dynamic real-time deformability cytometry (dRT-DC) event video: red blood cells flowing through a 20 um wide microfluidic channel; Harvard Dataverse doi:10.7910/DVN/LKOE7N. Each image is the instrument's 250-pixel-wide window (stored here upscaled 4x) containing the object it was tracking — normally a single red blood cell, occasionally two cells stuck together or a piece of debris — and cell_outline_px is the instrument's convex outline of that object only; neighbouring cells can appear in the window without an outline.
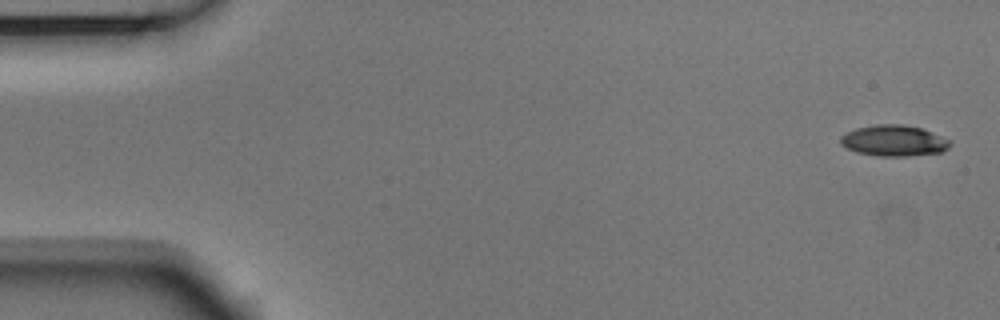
{"species": "Egyptian fruit bat (a non-hibernating species)", "species_latin": "Rousettus aegyptiacus", "temperature_condition": "room temperature", "stored_images_in_passage": 5, "camera_frame_rate_fps": 3000, "um_per_image_px": 0.085, "animal": {"sex": "male"}, "frame": {"image": 1, "passage_image": 1, "time_ms": 0.0, "image_size_px": [1000, 320], "cell_outline_px": [[952, 144], [948, 148], [940, 152], [908, 156], [880, 156], [856, 152], [840, 144], [840, 136], [856, 128], [876, 124], [904, 124], [920, 128], [952, 140]], "centroid_in_image_um": [75.99, 11.95], "position_along_channel_um": 9.0, "area_um2": 19.77}}
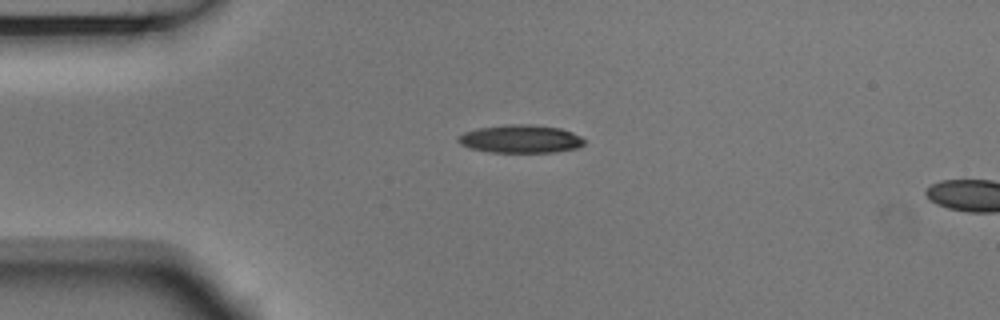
{"frame": {"image": 2, "passage_image": 4, "time_ms": 1.0, "image_size_px": [1000, 320], "cell_outline_px": [[584, 144], [576, 148], [556, 152], [488, 152], [468, 148], [460, 144], [456, 140], [464, 132], [476, 128], [504, 124], [532, 124], [560, 128], [572, 132], [580, 136], [584, 140]], "centroid_in_image_um": [44.21, 11.8], "position_along_channel_um": 40.8, "area_um2": 20.81}}